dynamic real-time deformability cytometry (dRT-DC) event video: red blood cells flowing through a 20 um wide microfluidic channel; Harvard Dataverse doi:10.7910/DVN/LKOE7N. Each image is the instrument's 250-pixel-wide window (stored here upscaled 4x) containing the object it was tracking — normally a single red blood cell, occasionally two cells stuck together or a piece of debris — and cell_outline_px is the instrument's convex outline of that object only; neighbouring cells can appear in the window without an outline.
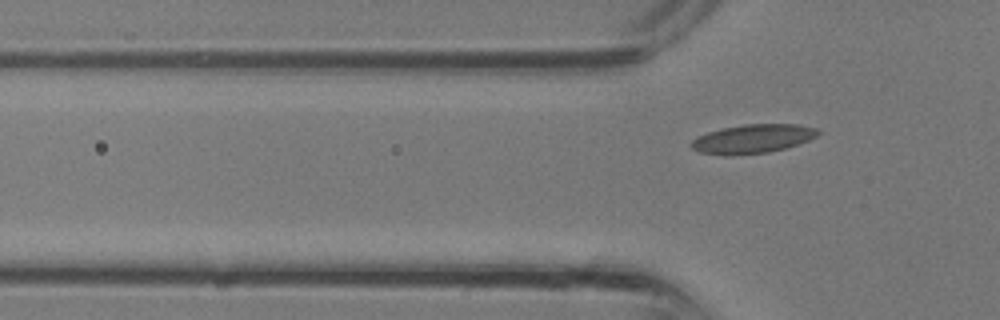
{"species": "common noctule bat (a hibernating species)", "species_latin": "Nyctalus noctula", "temperature_condition": "room temperature", "stored_images_in_passage": 4, "camera_frame_rate_fps": 3000, "um_per_image_px": 0.085, "animal": {"sex": "male", "body_mass_g": 13.3}, "frame": {"image": 1, "passage_image": 4, "time_ms": 1.0, "image_size_px": [1000, 320], "cell_outline_px": [[820, 132], [816, 136], [808, 140], [784, 148], [768, 152], [732, 156], [728, 156], [700, 152], [692, 148], [688, 144], [696, 136], [708, 132], [724, 128], [744, 124], [796, 124], [816, 128]], "centroid_in_image_um": [63.92, 11.8], "position_along_channel_um": 61.9, "area_um2": 21.27}}